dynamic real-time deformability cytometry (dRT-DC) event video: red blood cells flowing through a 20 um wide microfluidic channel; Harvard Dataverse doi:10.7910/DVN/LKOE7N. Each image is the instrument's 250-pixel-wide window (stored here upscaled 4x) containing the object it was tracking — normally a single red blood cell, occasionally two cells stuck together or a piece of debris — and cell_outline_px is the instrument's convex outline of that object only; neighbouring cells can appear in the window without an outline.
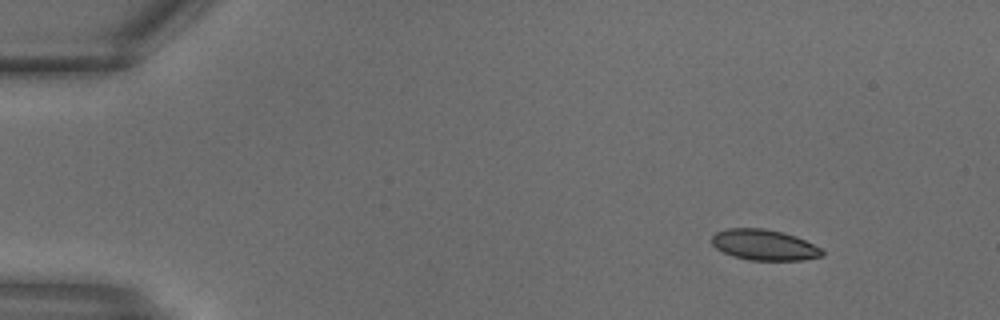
{"species": "common noctule bat (a hibernating species)", "species_latin": "Nyctalus noctula", "temperature_condition": "warm", "stored_images_in_passage": 16, "camera_frame_rate_fps": 3000, "um_per_image_px": 0.085, "animal": {"sex": "male", "body_mass_g": 18.8}, "frame": {"image": 1, "passage_image": 1, "time_ms": 0.0, "image_size_px": [1000, 320], "cell_outline_px": [[824, 256], [804, 260], [748, 260], [732, 256], [716, 248], [712, 244], [712, 236], [716, 232], [728, 228], [764, 228], [784, 232], [796, 236], [820, 248], [824, 252]], "centroid_in_image_um": [64.96, 20.82], "position_along_channel_um": 20.0, "area_um2": 19.83}}
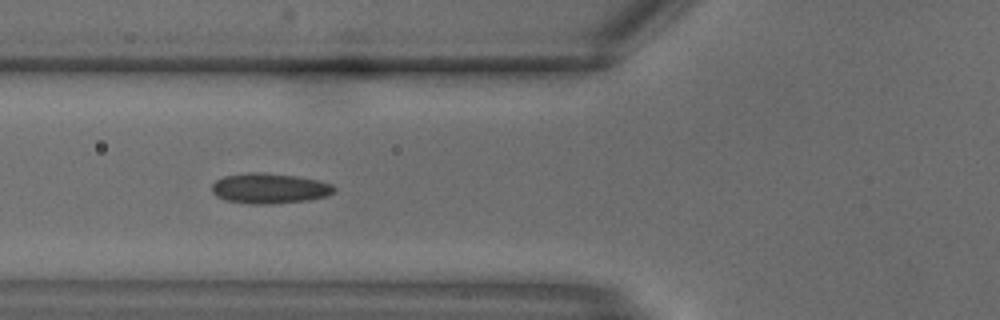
{"frame": {"image": 2, "passage_image": 9, "time_ms": 2.667, "image_size_px": [1000, 320], "cell_outline_px": [[336, 188], [328, 196], [308, 200], [272, 204], [248, 204], [224, 200], [216, 196], [212, 192], [212, 184], [216, 180], [224, 176], [248, 172], [264, 172], [296, 176], [320, 180], [332, 184]], "centroid_in_image_um": [22.9, 16.01], "position_along_channel_um": 102.9, "area_um2": 21.85}}
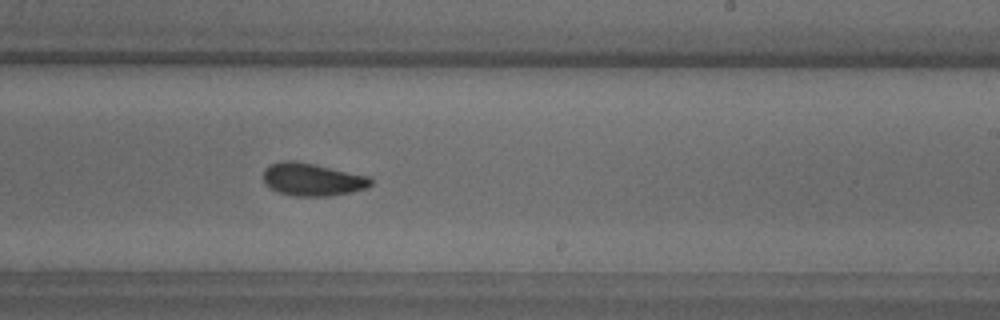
{"frame": {"image": 3, "passage_image": 16, "time_ms": 5.0, "image_size_px": [1000, 320], "cell_outline_px": [[372, 184], [368, 188], [328, 196], [292, 196], [280, 192], [264, 184], [264, 168], [268, 164], [280, 160], [292, 160], [312, 164], [368, 176], [372, 180]], "centroid_in_image_um": [26.5, 15.25], "position_along_channel_um": 262.5, "area_um2": 20.35}}